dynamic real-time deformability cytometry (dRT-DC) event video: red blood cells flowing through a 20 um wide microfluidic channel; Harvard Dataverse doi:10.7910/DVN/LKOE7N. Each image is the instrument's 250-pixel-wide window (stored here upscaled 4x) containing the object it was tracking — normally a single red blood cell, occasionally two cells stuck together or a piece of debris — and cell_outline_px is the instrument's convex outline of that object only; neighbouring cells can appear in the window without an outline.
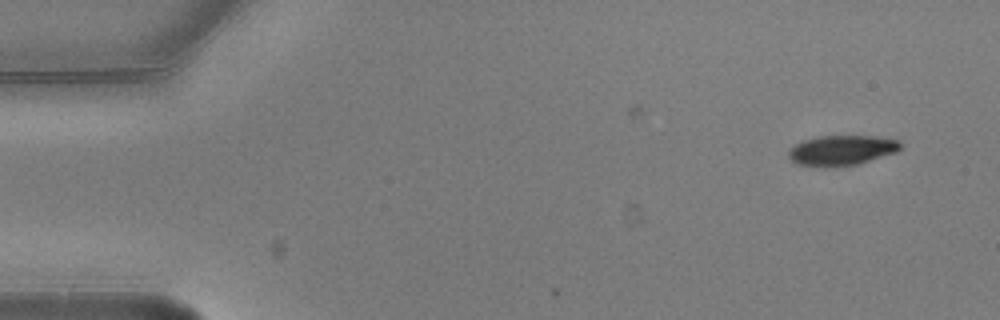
{"species": "common noctule bat (a hibernating species)", "species_latin": "Nyctalus noctula", "temperature_condition": "warm", "stored_images_in_passage": 3, "camera_frame_rate_fps": 3000, "um_per_image_px": 0.085, "animal": {"sex": "male", "body_mass_g": 20.5, "forearm_length_mm": 52.5}, "frame": {"image": 1, "passage_image": 3, "time_ms": 0.667, "image_size_px": [1000, 320], "cell_outline_px": [[900, 148], [896, 152], [856, 164], [824, 168], [796, 164], [788, 156], [788, 152], [796, 144], [804, 140], [820, 136], [876, 136], [896, 140], [900, 144]], "centroid_in_image_um": [71.5, 12.79], "position_along_channel_um": 13.5, "area_um2": 19.42}}